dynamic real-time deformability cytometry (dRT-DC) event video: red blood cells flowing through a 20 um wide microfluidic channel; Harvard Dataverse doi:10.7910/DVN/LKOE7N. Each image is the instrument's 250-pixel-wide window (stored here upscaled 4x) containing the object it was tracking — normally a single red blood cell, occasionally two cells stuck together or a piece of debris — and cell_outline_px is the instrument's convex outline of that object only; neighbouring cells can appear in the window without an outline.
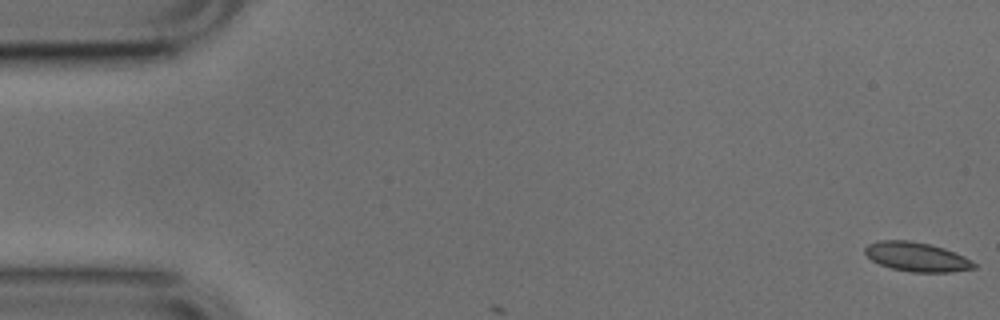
{"species": "common noctule bat (a hibernating species)", "species_latin": "Nyctalus noctula", "temperature_condition": "cold", "stored_images_in_passage": 5, "camera_frame_rate_fps": 3000, "um_per_image_px": 0.085, "animal": {"sex": "male", "body_mass_g": 17.9, "forearm_length_mm": 54.2}, "frame": {"image": 1, "passage_image": 1, "time_ms": 0.0, "image_size_px": [1000, 320], "cell_outline_px": [[976, 268], [952, 272], [912, 272], [892, 268], [880, 264], [872, 260], [864, 252], [864, 248], [868, 244], [880, 240], [908, 240], [928, 244], [944, 248], [964, 256], [972, 260], [976, 264]], "centroid_in_image_um": [77.93, 21.83], "position_along_channel_um": 7.1, "area_um2": 18.5}}